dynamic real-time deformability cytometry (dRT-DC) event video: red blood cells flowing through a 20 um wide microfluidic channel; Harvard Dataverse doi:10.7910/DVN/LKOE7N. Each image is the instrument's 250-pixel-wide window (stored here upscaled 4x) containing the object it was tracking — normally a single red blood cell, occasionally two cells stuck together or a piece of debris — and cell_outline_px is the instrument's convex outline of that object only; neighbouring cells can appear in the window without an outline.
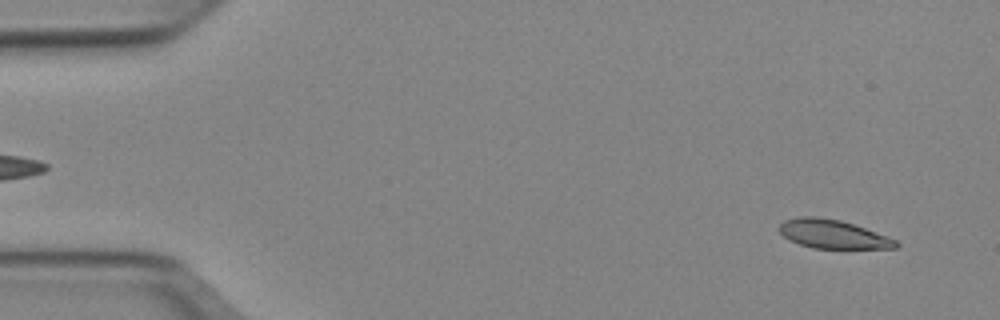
{"species": "Egyptian fruit bat (a non-hibernating species)", "species_latin": "Rousettus aegyptiacus", "temperature_condition": "cold", "stored_images_in_passage": 51, "camera_frame_rate_fps": 3000, "um_per_image_px": 0.085, "animal": {"sex": "female"}, "frame": {"image": 1, "passage_image": 3, "time_ms": 0.667, "image_size_px": [1000, 320], "cell_outline_px": [[900, 244], [896, 248], [812, 248], [800, 244], [784, 236], [780, 232], [780, 224], [784, 220], [800, 216], [816, 216], [840, 220], [864, 228], [896, 240]], "centroid_in_image_um": [70.78, 19.89], "position_along_channel_um": 14.2, "area_um2": 19.13}}
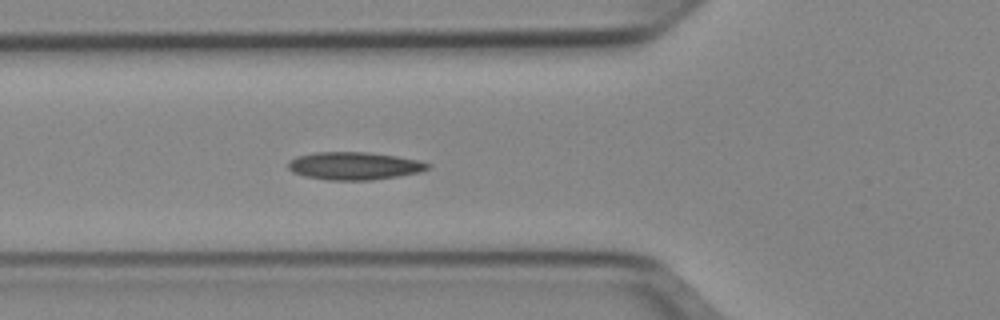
{"frame": {"image": 2, "passage_image": 18, "time_ms": 5.667, "image_size_px": [1000, 320], "cell_outline_px": [[432, 164], [428, 168], [420, 172], [372, 180], [328, 180], [304, 176], [292, 172], [288, 168], [288, 160], [296, 156], [316, 152], [368, 152], [396, 156], [420, 160]], "centroid_in_image_um": [30.09, 14.09], "position_along_channel_um": 95.7, "area_um2": 22.66}}
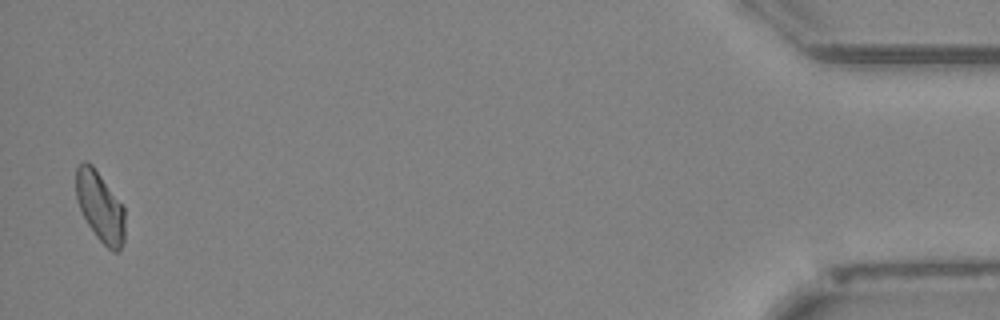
{"frame": {"image": 3, "passage_image": 50, "time_ms": 16.333, "image_size_px": [1000, 320], "cell_outline_px": [[124, 244], [120, 252], [112, 252], [96, 236], [88, 224], [76, 200], [76, 168], [84, 160], [88, 160], [92, 164], [124, 208]], "centroid_in_image_um": [8.51, 17.58], "position_along_channel_um": 426.7, "area_um2": 19.83}, "authors_computed_cell_mechanics": {"area_um2": 20.6924, "velocity_mm_per_s": 3.9233, "shape_relaxation_time_tau1_ms": null, "shape_relaxation_time_tau2_ms": 7.0752, "deformation_change_tau1": null, "deformation_change_tau2": 0.1343}}